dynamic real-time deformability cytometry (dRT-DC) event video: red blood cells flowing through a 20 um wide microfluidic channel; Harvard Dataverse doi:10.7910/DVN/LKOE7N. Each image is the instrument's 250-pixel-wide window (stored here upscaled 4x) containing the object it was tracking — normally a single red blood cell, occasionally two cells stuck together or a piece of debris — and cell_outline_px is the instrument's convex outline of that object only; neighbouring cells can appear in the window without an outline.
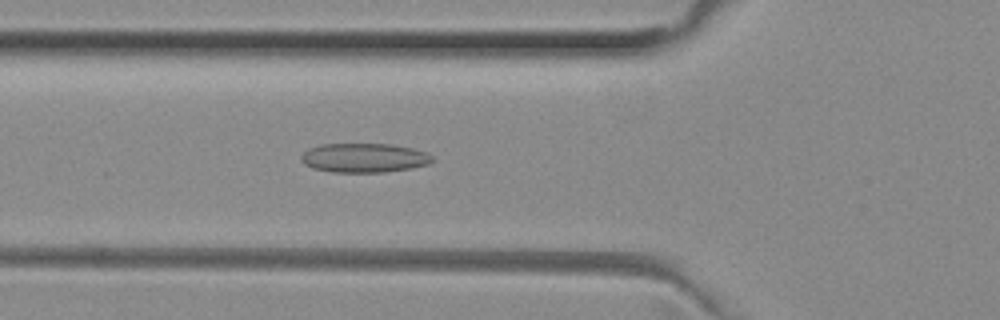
{"species": "common noctule bat (a hibernating species)", "species_latin": "Nyctalus noctula", "temperature_condition": "room temperature", "stored_images_in_passage": 50, "camera_frame_rate_fps": 3000, "um_per_image_px": 0.085, "animal": {"sex": "female", "body_mass_g": 29.2, "forearm_length_mm": 56.3}, "frame": {"image": 1, "passage_image": 17, "time_ms": 5.333, "image_size_px": [1000, 320], "cell_outline_px": [[432, 160], [428, 164], [412, 168], [384, 172], [332, 172], [312, 168], [304, 164], [300, 160], [300, 156], [308, 148], [320, 144], [392, 144], [412, 148], [428, 152], [432, 156]], "centroid_in_image_um": [30.93, 13.41], "position_along_channel_um": 94.9, "area_um2": 22.48}}
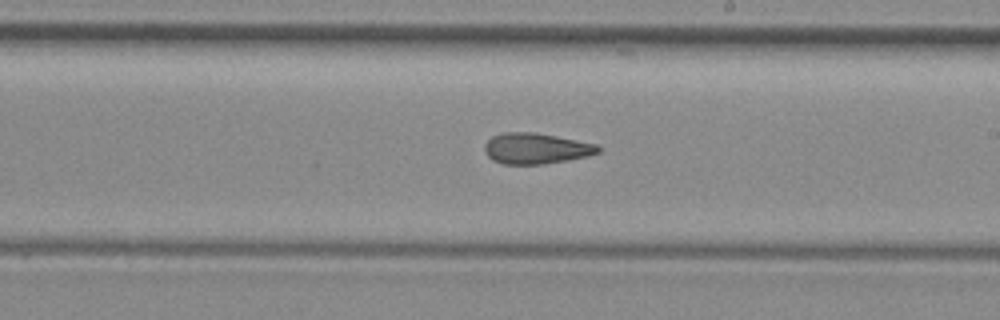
{"frame": {"image": 2, "passage_image": 28, "time_ms": 9.0, "image_size_px": [1000, 320], "cell_outline_px": [[600, 152], [588, 156], [568, 160], [540, 164], [504, 164], [492, 160], [484, 152], [484, 144], [492, 136], [504, 132], [536, 132], [596, 144], [600, 148]], "centroid_in_image_um": [45.53, 12.61], "position_along_channel_um": 243.5, "area_um2": 20.4}}
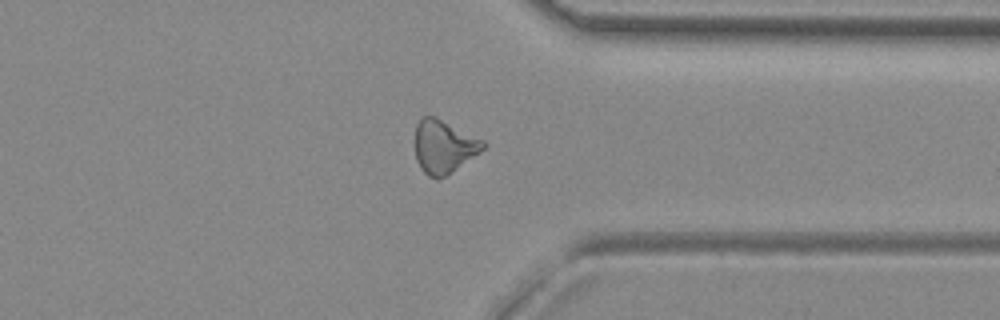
{"frame": {"image": 3, "passage_image": 38, "time_ms": 12.333, "image_size_px": [1000, 320], "cell_outline_px": [[488, 144], [484, 148], [444, 176], [436, 180], [428, 176], [420, 168], [416, 160], [416, 124], [424, 116], [436, 116], [484, 140]], "centroid_in_image_um": [37.71, 12.44], "position_along_channel_um": 373.7, "area_um2": 20.81}, "authors_computed_cell_mechanics": {"area_um2": 21.2704, "velocity_mm_per_s": 4.0476, "shape_relaxation_time_tau1_ms": null, "shape_relaxation_time_tau2_ms": 3.3396, "deformation_change_tau1": null, "deformation_change_tau2": 0.1175}}